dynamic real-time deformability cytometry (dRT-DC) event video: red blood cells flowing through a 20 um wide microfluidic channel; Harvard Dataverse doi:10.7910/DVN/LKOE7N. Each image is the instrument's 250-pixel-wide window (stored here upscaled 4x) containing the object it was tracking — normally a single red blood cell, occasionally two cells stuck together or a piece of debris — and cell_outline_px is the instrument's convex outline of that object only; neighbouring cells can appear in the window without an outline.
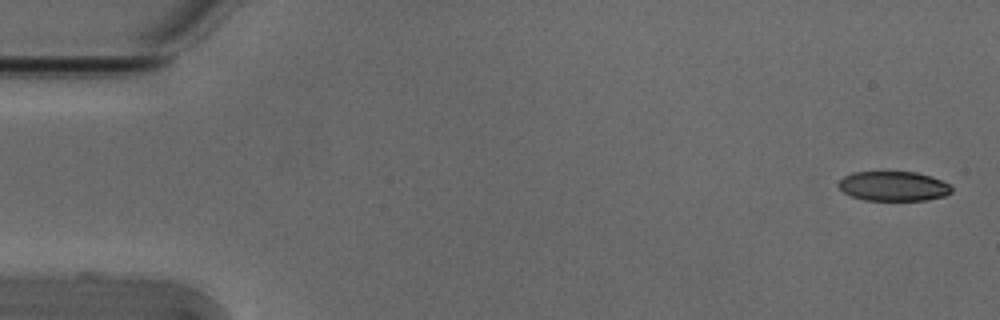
{"species": "Egyptian fruit bat (a non-hibernating species)", "species_latin": "Rousettus aegyptiacus", "temperature_condition": "cold", "stored_images_in_passage": 8, "camera_frame_rate_fps": 3000, "um_per_image_px": 0.085, "animal": {"sex": "male"}, "frame": {"image": 1, "passage_image": 1, "time_ms": 0.0, "image_size_px": [1000, 320], "cell_outline_px": [[952, 192], [944, 196], [924, 200], [864, 200], [852, 196], [844, 192], [836, 184], [844, 176], [852, 172], [916, 172], [932, 176], [948, 184], [952, 188]], "centroid_in_image_um": [75.93, 15.82], "position_along_channel_um": 9.1, "area_um2": 19.48}}